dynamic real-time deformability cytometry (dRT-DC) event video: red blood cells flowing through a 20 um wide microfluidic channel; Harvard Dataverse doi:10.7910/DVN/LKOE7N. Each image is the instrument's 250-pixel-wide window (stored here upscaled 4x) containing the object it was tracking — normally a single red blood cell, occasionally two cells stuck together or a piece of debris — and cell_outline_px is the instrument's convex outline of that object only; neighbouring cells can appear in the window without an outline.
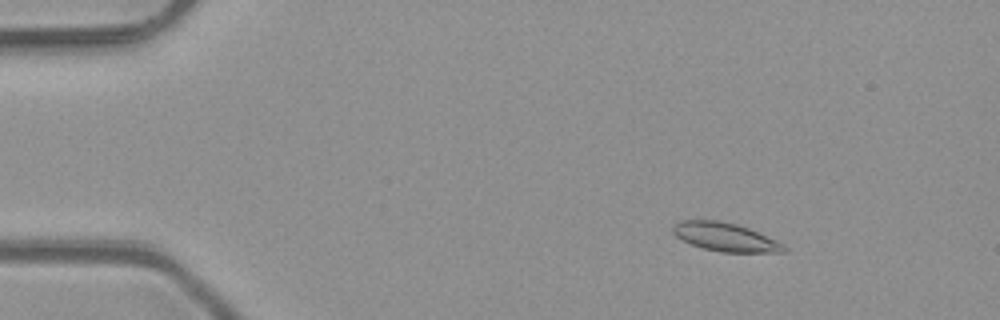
{"species": "common noctule bat (a hibernating species)", "species_latin": "Nyctalus noctula", "temperature_condition": "room temperature", "stored_images_in_passage": 51, "camera_frame_rate_fps": 3000, "um_per_image_px": 0.085, "animal": {"sex": "male", "body_mass_g": 23.1, "forearm_length_mm": 52.7}, "frame": {"image": 1, "passage_image": 8, "time_ms": 2.333, "image_size_px": [1000, 320], "cell_outline_px": [[788, 252], [720, 252], [704, 248], [692, 244], [676, 236], [672, 232], [672, 228], [680, 220], [720, 220], [736, 224], [748, 228], [776, 240], [784, 244], [788, 248]], "centroid_in_image_um": [61.68, 20.15], "position_along_channel_um": 23.3, "area_um2": 18.32}}
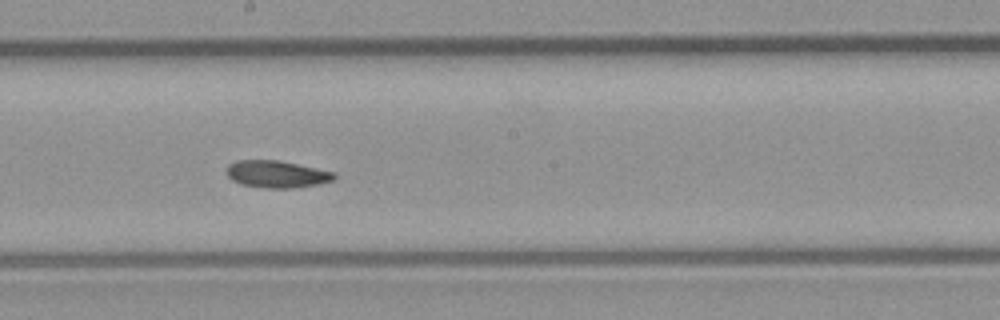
{"frame": {"image": 2, "passage_image": 29, "time_ms": 9.333, "image_size_px": [1000, 320], "cell_outline_px": [[336, 176], [332, 180], [316, 184], [296, 188], [264, 188], [240, 184], [232, 180], [228, 176], [224, 168], [228, 164], [236, 160], [276, 160], [336, 172]], "centroid_in_image_um": [23.46, 14.8], "position_along_channel_um": 224.7, "area_um2": 17.05}}
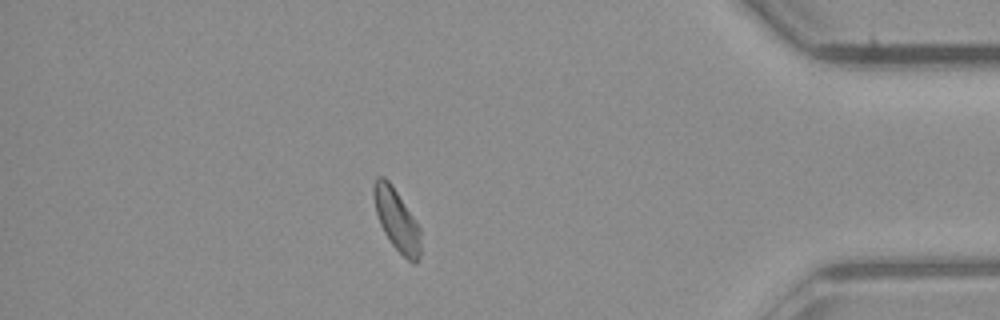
{"frame": {"image": 3, "passage_image": 45, "time_ms": 14.667, "image_size_px": [1000, 320], "cell_outline_px": [[420, 256], [416, 264], [412, 264], [392, 244], [384, 232], [380, 224], [376, 212], [372, 196], [372, 184], [376, 176], [384, 176], [388, 180], [420, 228]], "centroid_in_image_um": [33.68, 18.68], "position_along_channel_um": 401.5, "area_um2": 16.7}, "authors_computed_cell_mechanics": {"area_um2": 17.3978, "velocity_mm_per_s": 4.0939, "shape_relaxation_time_tau1_ms": 8.8815, "shape_relaxation_time_tau2_ms": 6.9617, "deformation_change_tau1": 0.1212, "deformation_change_tau2": 0.1103}}